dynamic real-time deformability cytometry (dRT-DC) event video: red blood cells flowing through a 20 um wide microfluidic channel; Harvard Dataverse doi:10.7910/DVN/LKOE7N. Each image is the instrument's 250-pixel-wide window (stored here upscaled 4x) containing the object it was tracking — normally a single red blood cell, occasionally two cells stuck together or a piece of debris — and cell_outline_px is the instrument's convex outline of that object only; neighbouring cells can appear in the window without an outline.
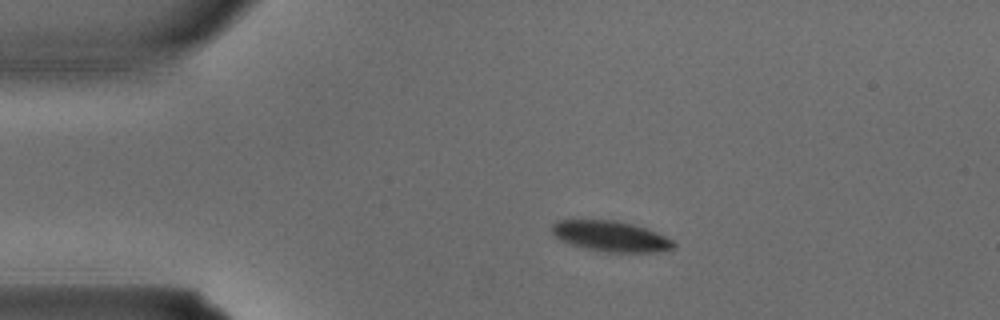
{"species": "common noctule bat (a hibernating species)", "species_latin": "Nyctalus noctula", "temperature_condition": "warm", "stored_images_in_passage": 2, "camera_frame_rate_fps": 3000, "um_per_image_px": 0.085, "animal": {"sex": "male", "body_mass_g": 15.6}, "frame": {"image": 1, "passage_image": 1, "time_ms": 0.0, "image_size_px": [1000, 320], "cell_outline_px": [[676, 248], [656, 252], [608, 252], [588, 248], [572, 244], [560, 240], [552, 232], [552, 224], [556, 220], [616, 220], [632, 224], [656, 232], [672, 240], [676, 244]], "centroid_in_image_um": [51.93, 20.08], "position_along_channel_um": 33.1, "area_um2": 21.44}}